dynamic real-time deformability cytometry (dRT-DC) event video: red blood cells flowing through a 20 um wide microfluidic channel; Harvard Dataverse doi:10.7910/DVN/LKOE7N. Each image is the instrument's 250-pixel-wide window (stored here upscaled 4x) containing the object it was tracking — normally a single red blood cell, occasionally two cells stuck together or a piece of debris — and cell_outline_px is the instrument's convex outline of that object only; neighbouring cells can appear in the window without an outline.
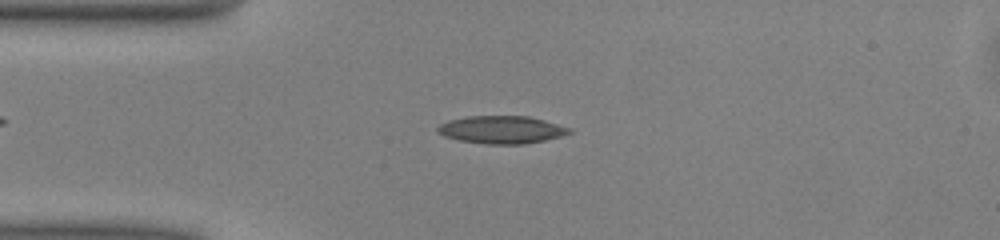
{"species": "common noctule bat (a hibernating species)", "species_latin": "Nyctalus noctula", "temperature_condition": "warm", "stored_images_in_passage": 48, "camera_frame_rate_fps": 3000, "um_per_image_px": 0.085, "animal": {"sex": "male", "body_mass_g": 13.0, "forearm_length_mm": 53.1}, "frame": {"image": 1, "passage_image": 10, "time_ms": 3.0, "image_size_px": [1000, 240], "cell_outline_px": [[572, 132], [560, 136], [544, 140], [524, 144], [484, 144], [460, 140], [444, 136], [436, 132], [436, 128], [440, 124], [448, 120], [468, 116], [528, 116], [544, 120], [572, 128]], "centroid_in_image_um": [42.62, 11.02], "position_along_channel_um": 42.4, "area_um2": 21.27}}
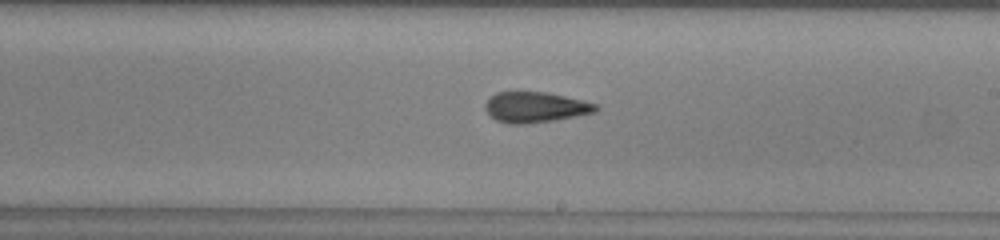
{"frame": {"image": 2, "passage_image": 26, "time_ms": 8.333, "image_size_px": [1000, 240], "cell_outline_px": [[600, 108], [596, 112], [556, 120], [524, 124], [508, 124], [496, 120], [484, 108], [484, 104], [496, 92], [548, 92], [596, 104]], "centroid_in_image_um": [45.5, 9.12], "position_along_channel_um": 243.5, "area_um2": 19.59}}
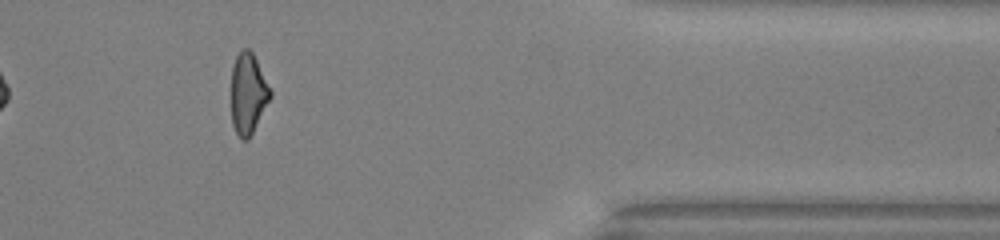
{"frame": {"image": 3, "passage_image": 39, "time_ms": 12.667, "image_size_px": [1000, 240], "cell_outline_px": [[272, 96], [248, 140], [240, 140], [232, 124], [232, 64], [236, 56], [244, 48], [248, 48], [252, 52], [272, 92]], "centroid_in_image_um": [21.08, 7.97], "position_along_channel_um": 390.3, "area_um2": 18.21}, "authors_computed_cell_mechanics": {"area_um2": 19.9699, "velocity_mm_per_s": 4.0921, "shape_relaxation_time_tau1_ms": 5.3798, "shape_relaxation_time_tau2_ms": 2.0514, "deformation_change_tau1": 0.1636, "deformation_change_tau2": 0.1151}}